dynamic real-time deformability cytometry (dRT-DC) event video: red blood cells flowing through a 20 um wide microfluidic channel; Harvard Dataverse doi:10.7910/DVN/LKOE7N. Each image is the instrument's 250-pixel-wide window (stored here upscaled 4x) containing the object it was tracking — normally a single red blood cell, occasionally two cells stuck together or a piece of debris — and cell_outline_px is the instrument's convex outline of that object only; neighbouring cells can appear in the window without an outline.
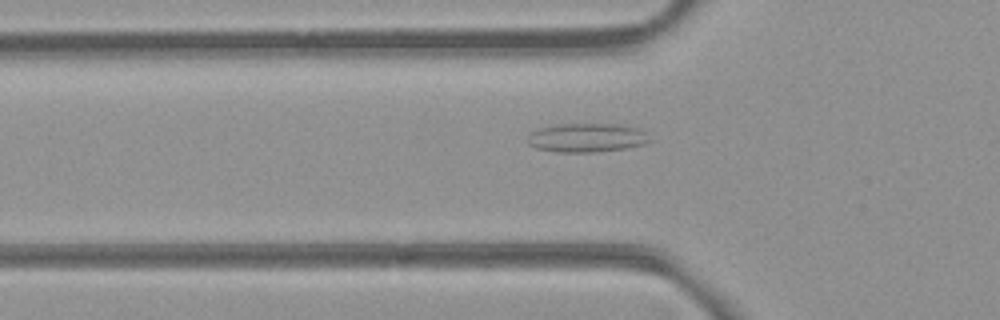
{"species": "common noctule bat (a hibernating species)", "species_latin": "Nyctalus noctula", "temperature_condition": "room temperature", "stored_images_in_passage": 45, "camera_frame_rate_fps": 3000, "um_per_image_px": 0.085, "animal": {"sex": "female", "body_mass_g": 21.9}, "frame": {"image": 1, "passage_image": 10, "time_ms": 3.0, "image_size_px": [1000, 320], "cell_outline_px": [[652, 140], [644, 144], [624, 148], [596, 152], [556, 152], [536, 148], [528, 144], [528, 136], [532, 132], [540, 128], [556, 124], [620, 124], [640, 128]], "centroid_in_image_um": [49.88, 11.7], "position_along_channel_um": 75.9, "area_um2": 20.58}}
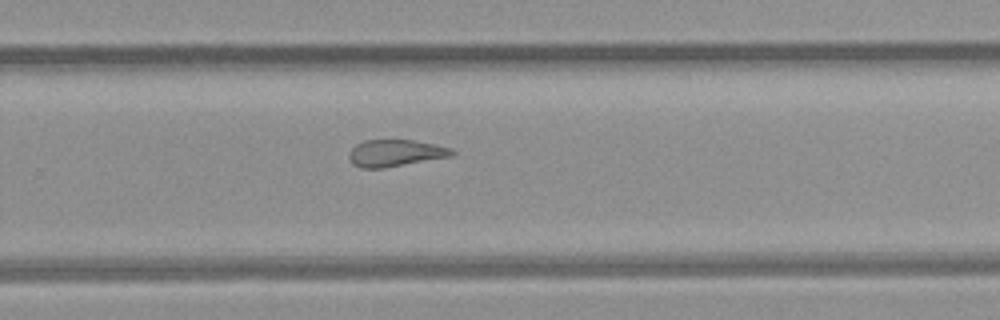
{"frame": {"image": 2, "passage_image": 27, "time_ms": 8.667, "image_size_px": [1000, 320], "cell_outline_px": [[456, 152], [452, 156], [384, 168], [360, 168], [352, 164], [348, 156], [348, 152], [356, 144], [364, 140], [412, 140], [452, 148]], "centroid_in_image_um": [33.57, 13.01], "position_along_channel_um": 296.2, "area_um2": 16.13}}
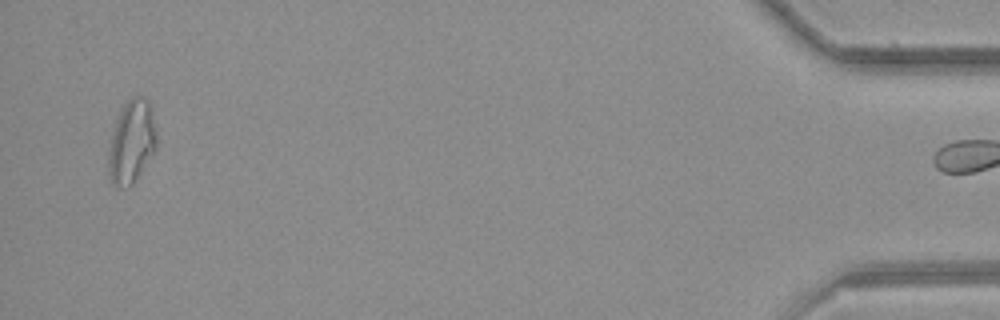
{"frame": {"image": 3, "passage_image": 44, "time_ms": 14.333, "image_size_px": [1000, 320], "cell_outline_px": [[156, 152], [132, 184], [128, 188], [112, 184], [108, 172], [108, 160], [112, 132], [120, 112], [124, 104], [132, 96], [140, 96], [148, 100], [152, 104], [156, 136]], "centroid_in_image_um": [11.21, 12.05], "position_along_channel_um": 424.0, "area_um2": 23.35}, "authors_computed_cell_mechanics": {"area_um2": 17.918, "velocity_mm_per_s": 3.8777, "shape_relaxation_time_tau1_ms": null, "shape_relaxation_time_tau2_ms": 3.7671, "deformation_change_tau1": null, "deformation_change_tau2": 0.1365}}